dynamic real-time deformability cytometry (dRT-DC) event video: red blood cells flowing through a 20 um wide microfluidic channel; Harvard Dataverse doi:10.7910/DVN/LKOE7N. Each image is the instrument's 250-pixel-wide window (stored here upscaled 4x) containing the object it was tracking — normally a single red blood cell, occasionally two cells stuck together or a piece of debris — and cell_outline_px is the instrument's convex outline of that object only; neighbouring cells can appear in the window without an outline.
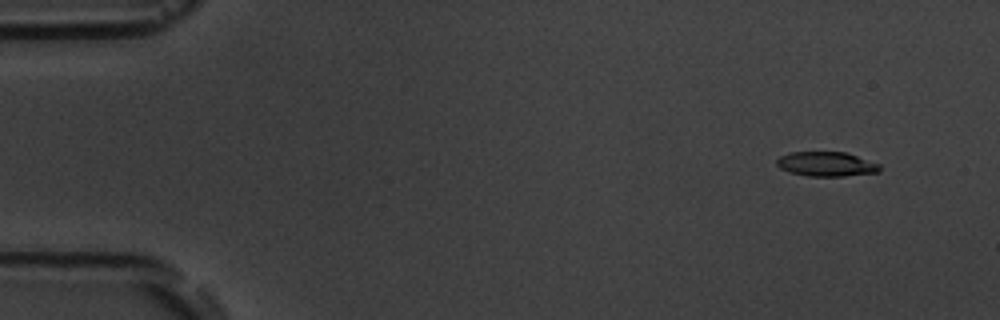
{"species": "common noctule bat (a hibernating species)", "species_latin": "Nyctalus noctula", "temperature_condition": "room temperature", "stored_images_in_passage": 6, "camera_frame_rate_fps": 3000, "um_per_image_px": 0.085, "animal": {"sex": "male", "body_mass_g": 19.5, "forearm_length_mm": 54.6}, "frame": {"image": 1, "passage_image": 2, "time_ms": 1.333, "image_size_px": [1000, 320], "cell_outline_px": [[880, 172], [844, 176], [808, 176], [788, 172], [780, 168], [776, 164], [776, 160], [780, 156], [788, 152], [844, 152], [880, 164]], "centroid_in_image_um": [70.21, 13.95], "position_along_channel_um": 14.8, "area_um2": 14.74}}
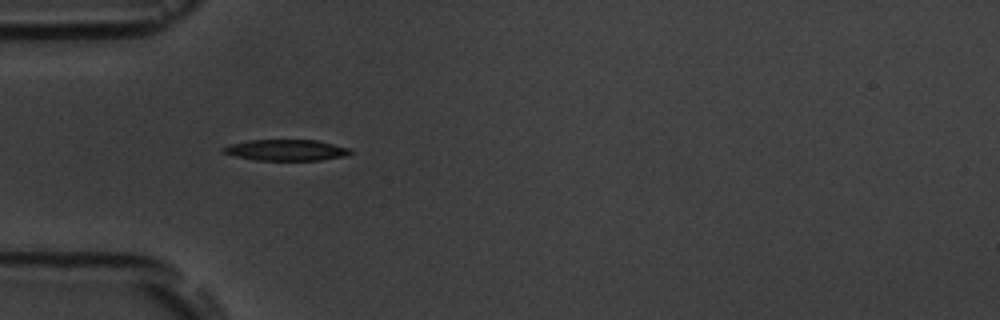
{"frame": {"image": 2, "passage_image": 5, "time_ms": 5.667, "image_size_px": [1000, 320], "cell_outline_px": [[352, 152], [348, 156], [320, 160], [256, 160], [236, 156], [224, 152], [220, 148], [232, 144], [248, 140], [316, 140], [352, 148]], "centroid_in_image_um": [24.39, 12.76], "position_along_channel_um": 60.6, "area_um2": 15.61}}
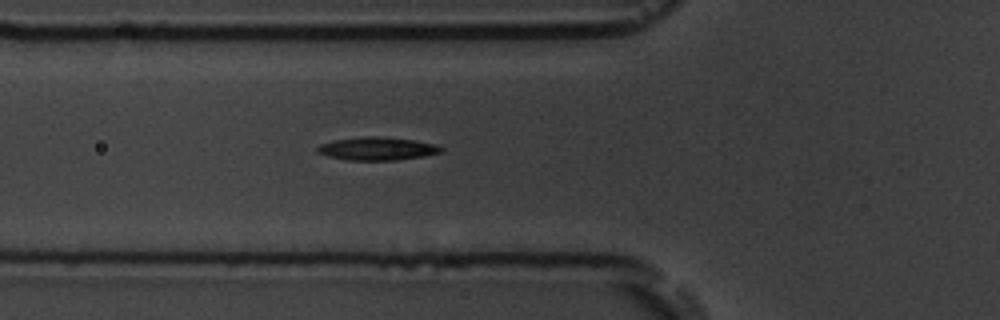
{"frame": {"image": 3, "passage_image": 6, "time_ms": 6.667, "image_size_px": [1000, 320], "cell_outline_px": [[444, 152], [424, 156], [396, 160], [348, 160], [328, 156], [316, 152], [316, 148], [320, 144], [332, 140], [364, 136], [380, 136], [412, 140], [436, 144], [444, 148]], "centroid_in_image_um": [32.06, 12.63], "position_along_channel_um": 93.7, "area_um2": 16.76}}